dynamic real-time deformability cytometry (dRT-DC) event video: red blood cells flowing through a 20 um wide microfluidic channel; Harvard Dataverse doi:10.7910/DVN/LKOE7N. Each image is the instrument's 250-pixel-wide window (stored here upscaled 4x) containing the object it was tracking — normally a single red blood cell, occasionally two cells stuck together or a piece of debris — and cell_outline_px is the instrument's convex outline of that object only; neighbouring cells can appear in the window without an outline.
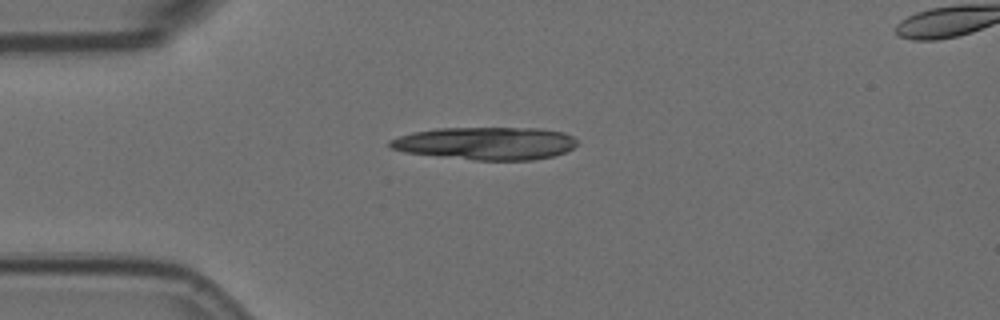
{"species": "Egyptian fruit bat (a non-hibernating species)", "species_latin": "Rousettus aegyptiacus", "temperature_condition": "room temperature", "stored_images_in_passage": 5, "camera_frame_rate_fps": 3000, "um_per_image_px": 0.085, "animal": {"sex": "female"}, "frame": {"image": 1, "passage_image": 1, "time_ms": 0.0, "image_size_px": [1000, 320], "cell_outline_px": [[576, 144], [572, 148], [564, 152], [552, 156], [532, 160], [472, 160], [404, 152], [388, 148], [388, 140], [412, 132], [436, 128], [540, 128], [564, 132], [572, 136], [576, 140]], "centroid_in_image_um": [41.25, 12.18], "position_along_channel_um": 43.7, "area_um2": 35.84}}
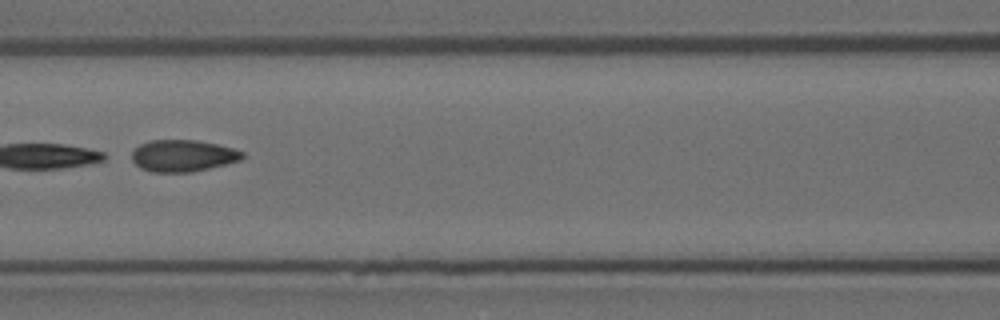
{"frame": {"image": 2, "passage_image": 4, "time_ms": 1.0, "image_size_px": [1000, 320], "cell_outline_px": [[244, 156], [240, 160], [192, 172], [152, 172], [140, 168], [132, 160], [132, 152], [140, 144], [148, 140], [196, 140], [216, 144], [232, 148], [244, 152]], "centroid_in_image_um": [15.52, 13.23], "position_along_channel_um": 151.1, "area_um2": 20.35}}
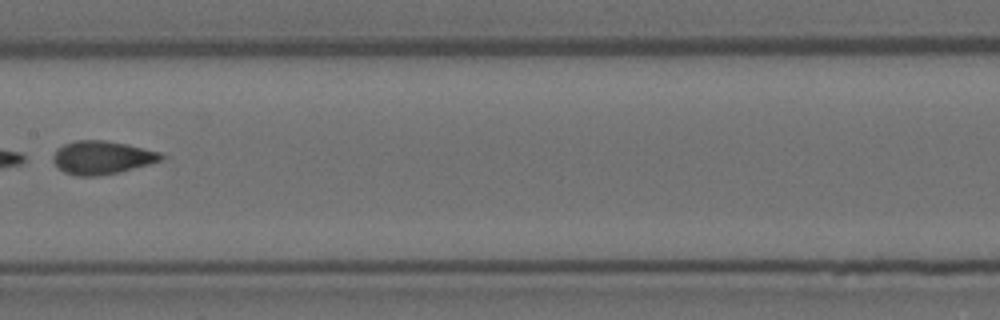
{"frame": {"image": 3, "passage_image": 5, "time_ms": 1.333, "image_size_px": [1000, 320], "cell_outline_px": [[164, 156], [160, 160], [148, 164], [120, 172], [96, 176], [76, 176], [64, 172], [52, 160], [52, 156], [56, 148], [64, 144], [76, 140], [104, 140], [128, 144], [160, 152]], "centroid_in_image_um": [8.63, 13.38], "position_along_channel_um": 198.8, "area_um2": 20.92}}